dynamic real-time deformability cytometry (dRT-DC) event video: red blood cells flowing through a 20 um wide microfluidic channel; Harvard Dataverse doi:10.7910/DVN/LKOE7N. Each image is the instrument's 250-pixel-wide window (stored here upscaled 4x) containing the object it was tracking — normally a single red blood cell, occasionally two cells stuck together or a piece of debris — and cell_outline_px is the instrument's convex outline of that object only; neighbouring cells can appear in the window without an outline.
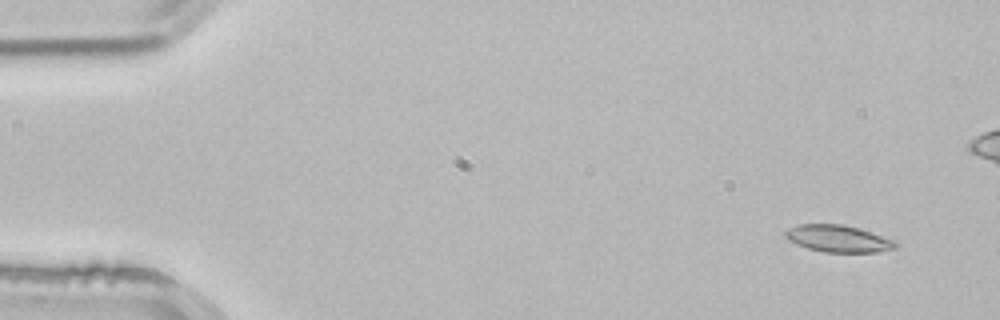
{"species": "common noctule bat (a hibernating species)", "species_latin": "Nyctalus noctula", "temperature_condition": "room temperature", "stored_images_in_passage": 3, "camera_frame_rate_fps": 3000, "um_per_image_px": 0.085, "animal": {"sex": "male", "body_mass_g": 21.5, "forearm_length_mm": 52.0}, "frame": {"image": 1, "passage_image": 1, "time_ms": 0.0, "image_size_px": [1000, 320], "cell_outline_px": [[896, 248], [876, 252], [824, 252], [808, 248], [788, 240], [784, 236], [784, 232], [788, 228], [800, 224], [840, 224], [856, 228], [896, 240]], "centroid_in_image_um": [71.22, 20.28], "position_along_channel_um": 13.8, "area_um2": 17.11}}